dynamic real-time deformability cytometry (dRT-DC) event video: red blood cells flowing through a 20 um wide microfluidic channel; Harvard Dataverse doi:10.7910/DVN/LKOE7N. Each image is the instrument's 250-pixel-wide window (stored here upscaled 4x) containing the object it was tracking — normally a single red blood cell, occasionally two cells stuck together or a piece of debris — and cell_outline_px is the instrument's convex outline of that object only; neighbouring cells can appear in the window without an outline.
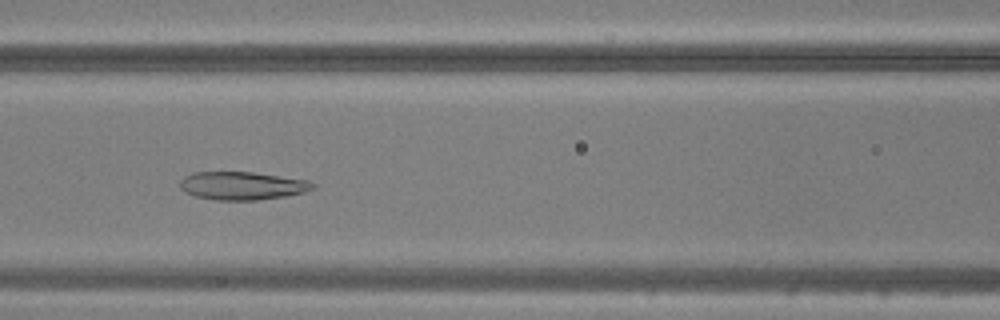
{"species": "common noctule bat (a hibernating species)", "species_latin": "Nyctalus noctula", "temperature_condition": "warm", "stored_images_in_passage": 47, "camera_frame_rate_fps": 3000, "um_per_image_px": 0.085, "animal": {"sex": "male", "body_mass_g": 20.5, "forearm_length_mm": 52.5}, "frame": {"image": 1, "passage_image": 20, "time_ms": 6.333, "image_size_px": [1000, 320], "cell_outline_px": [[316, 188], [304, 192], [284, 196], [256, 200], [216, 200], [196, 196], [184, 192], [180, 188], [180, 180], [184, 176], [192, 172], [252, 172], [308, 180], [316, 184]], "centroid_in_image_um": [20.58, 15.78], "position_along_channel_um": 146.0, "area_um2": 21.79}}
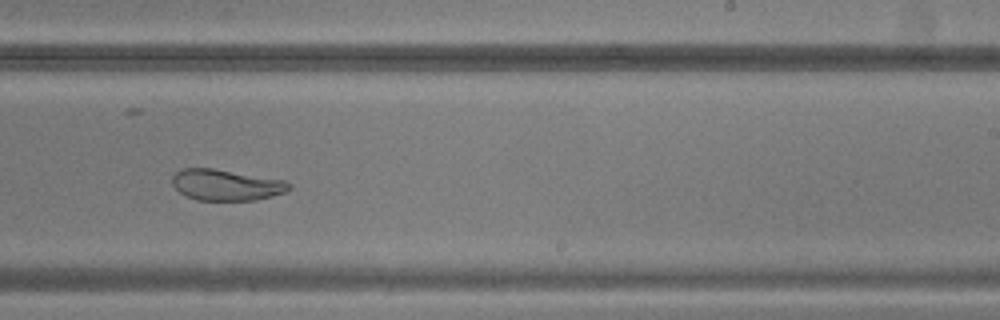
{"frame": {"image": 2, "passage_image": 29, "time_ms": 9.333, "image_size_px": [1000, 320], "cell_outline_px": [[292, 188], [284, 192], [272, 196], [256, 200], [196, 200], [180, 192], [172, 184], [172, 176], [180, 168], [212, 168], [284, 180], [292, 184]], "centroid_in_image_um": [19.22, 15.71], "position_along_channel_um": 269.8, "area_um2": 21.1}}
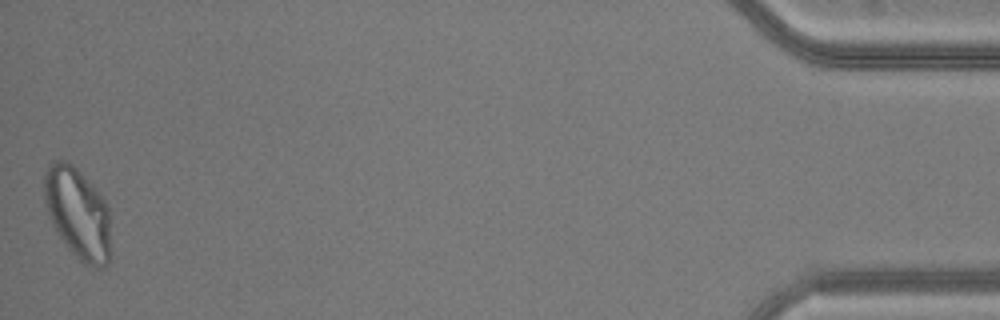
{"frame": {"image": 3, "passage_image": 47, "time_ms": 15.333, "image_size_px": [1000, 320], "cell_outline_px": [[112, 252], [108, 264], [104, 268], [96, 268], [84, 264], [68, 248], [56, 232], [52, 224], [44, 200], [44, 172], [48, 164], [56, 160], [64, 160], [72, 164], [92, 184], [104, 200], [108, 208]], "centroid_in_image_um": [6.63, 18.16], "position_along_channel_um": 428.6, "area_um2": 35.78}}